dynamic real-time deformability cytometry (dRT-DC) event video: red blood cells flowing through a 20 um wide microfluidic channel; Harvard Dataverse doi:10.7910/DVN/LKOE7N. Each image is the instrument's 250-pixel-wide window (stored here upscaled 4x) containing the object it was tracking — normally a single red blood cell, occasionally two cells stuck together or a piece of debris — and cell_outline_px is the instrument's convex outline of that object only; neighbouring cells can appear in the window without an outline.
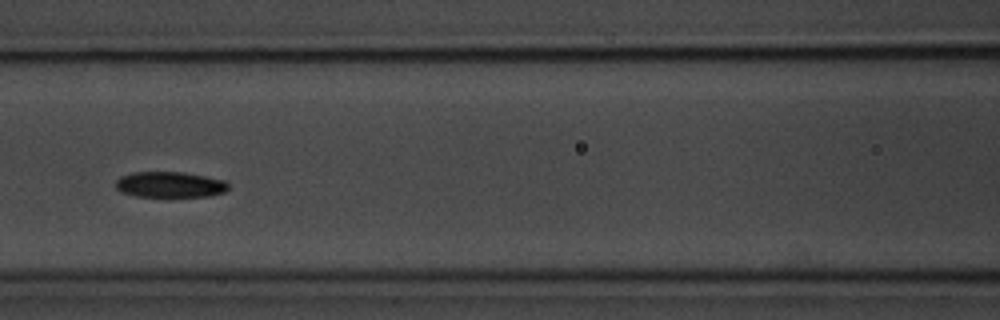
{"species": "common noctule bat (a hibernating species)", "species_latin": "Nyctalus noctula", "temperature_condition": "room temperature", "stored_images_in_passage": 9, "camera_frame_rate_fps": 3000, "um_per_image_px": 0.085, "animal": {"sex": "male", "body_mass_g": 20.1, "forearm_length_mm": 53.5}, "frame": {"image": 1, "passage_image": 7, "time_ms": 7.667, "image_size_px": [1000, 320], "cell_outline_px": [[228, 188], [224, 192], [208, 196], [136, 196], [120, 192], [116, 188], [116, 180], [120, 176], [132, 172], [184, 172], [224, 180], [228, 184]], "centroid_in_image_um": [14.4, 15.68], "position_along_channel_um": 152.2, "area_um2": 16.82}}
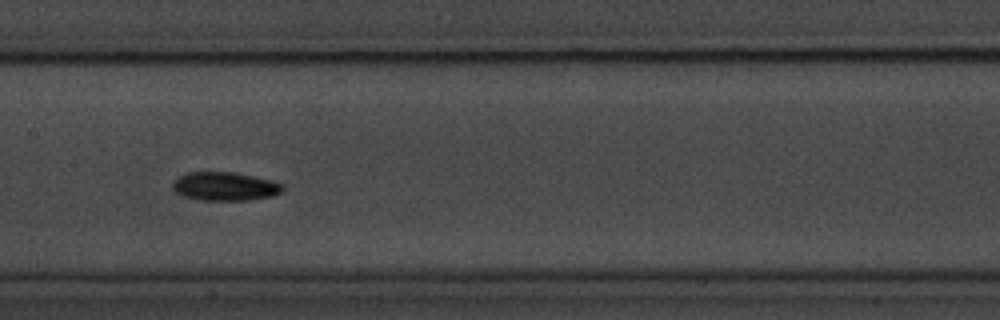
{"frame": {"image": 2, "passage_image": 8, "time_ms": 8.667, "image_size_px": [1000, 320], "cell_outline_px": [[284, 188], [280, 192], [272, 196], [248, 200], [200, 200], [184, 196], [176, 192], [172, 188], [172, 184], [180, 176], [188, 172], [232, 172], [272, 180], [284, 184]], "centroid_in_image_um": [19.13, 15.84], "position_along_channel_um": 188.3, "area_um2": 18.21}}